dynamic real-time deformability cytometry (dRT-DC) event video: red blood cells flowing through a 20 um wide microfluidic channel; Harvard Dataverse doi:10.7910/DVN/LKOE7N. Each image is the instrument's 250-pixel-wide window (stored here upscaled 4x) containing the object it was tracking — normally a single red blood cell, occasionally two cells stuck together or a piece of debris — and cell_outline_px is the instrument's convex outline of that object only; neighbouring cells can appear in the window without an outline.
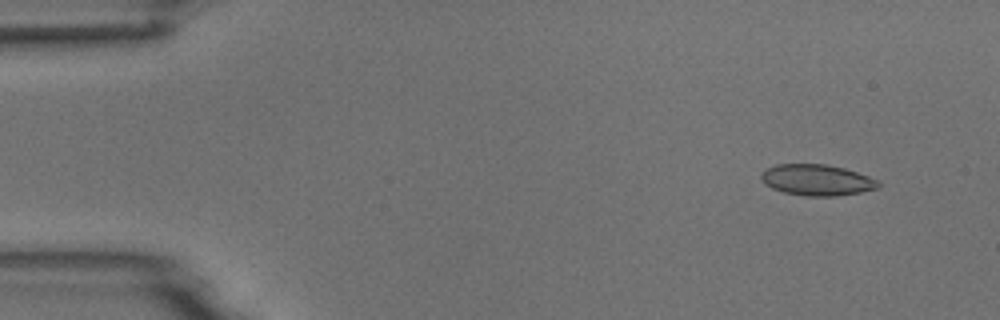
{"species": "common noctule bat (a hibernating species)", "species_latin": "Nyctalus noctula", "temperature_condition": "room temperature", "stored_images_in_passage": 5, "camera_frame_rate_fps": 3000, "um_per_image_px": 0.085, "animal": {"sex": "male", "body_mass_g": 18.8}, "frame": {"image": 1, "passage_image": 1, "time_ms": 0.0, "image_size_px": [1000, 320], "cell_outline_px": [[880, 188], [860, 192], [836, 196], [804, 196], [784, 192], [772, 188], [764, 184], [760, 180], [760, 172], [776, 164], [824, 164], [844, 168], [868, 176], [876, 180], [880, 184]], "centroid_in_image_um": [69.4, 15.3], "position_along_channel_um": 15.6, "area_um2": 21.27}}